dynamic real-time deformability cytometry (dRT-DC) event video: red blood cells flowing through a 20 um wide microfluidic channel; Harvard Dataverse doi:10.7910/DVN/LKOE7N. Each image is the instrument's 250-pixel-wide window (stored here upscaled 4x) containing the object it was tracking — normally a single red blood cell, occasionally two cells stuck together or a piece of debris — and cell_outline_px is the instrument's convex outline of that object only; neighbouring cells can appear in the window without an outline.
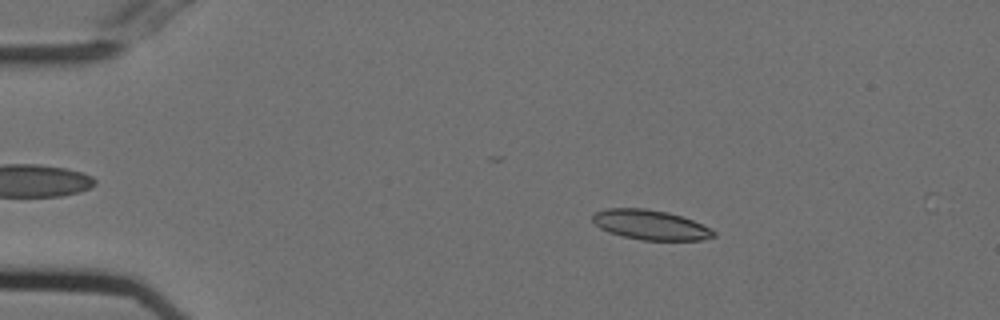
{"species": "Egyptian fruit bat (a non-hibernating species)", "species_latin": "Rousettus aegyptiacus", "temperature_condition": "cold", "stored_images_in_passage": 13, "camera_frame_rate_fps": 3000, "um_per_image_px": 0.085, "animal": {"sex": "female"}, "frame": {"image": 1, "passage_image": 9, "time_ms": 2.667, "image_size_px": [1000, 320], "cell_outline_px": [[716, 236], [700, 240], [644, 240], [624, 236], [608, 232], [600, 228], [592, 220], [592, 216], [596, 212], [608, 208], [644, 208], [668, 212], [692, 220], [716, 232]], "centroid_in_image_um": [55.27, 19.11], "position_along_channel_um": 29.7, "area_um2": 20.75}}